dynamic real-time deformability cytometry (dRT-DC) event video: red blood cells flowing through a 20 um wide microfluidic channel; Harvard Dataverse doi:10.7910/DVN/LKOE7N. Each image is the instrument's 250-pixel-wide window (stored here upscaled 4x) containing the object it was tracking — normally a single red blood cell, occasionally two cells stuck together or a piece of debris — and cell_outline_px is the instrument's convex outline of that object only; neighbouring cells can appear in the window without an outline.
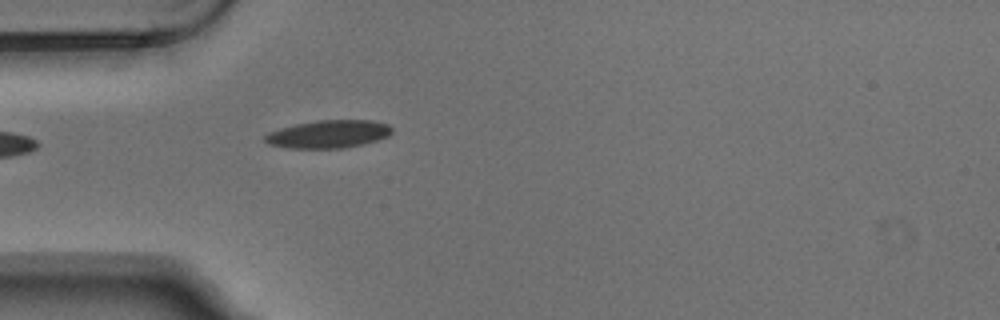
{"species": "Egyptian fruit bat (a non-hibernating species)", "species_latin": "Rousettus aegyptiacus", "temperature_condition": "warm", "stored_images_in_passage": 4, "camera_frame_rate_fps": 3000, "um_per_image_px": 0.085, "animal": {"sex": "male"}, "frame": {"image": 1, "passage_image": 4, "time_ms": 1.0, "image_size_px": [1000, 320], "cell_outline_px": [[392, 132], [388, 136], [376, 140], [360, 144], [340, 148], [288, 148], [268, 144], [264, 140], [264, 136], [268, 132], [280, 128], [296, 124], [316, 120], [372, 120], [388, 124], [392, 128]], "centroid_in_image_um": [27.89, 11.39], "position_along_channel_um": 57.1, "area_um2": 20.52}}